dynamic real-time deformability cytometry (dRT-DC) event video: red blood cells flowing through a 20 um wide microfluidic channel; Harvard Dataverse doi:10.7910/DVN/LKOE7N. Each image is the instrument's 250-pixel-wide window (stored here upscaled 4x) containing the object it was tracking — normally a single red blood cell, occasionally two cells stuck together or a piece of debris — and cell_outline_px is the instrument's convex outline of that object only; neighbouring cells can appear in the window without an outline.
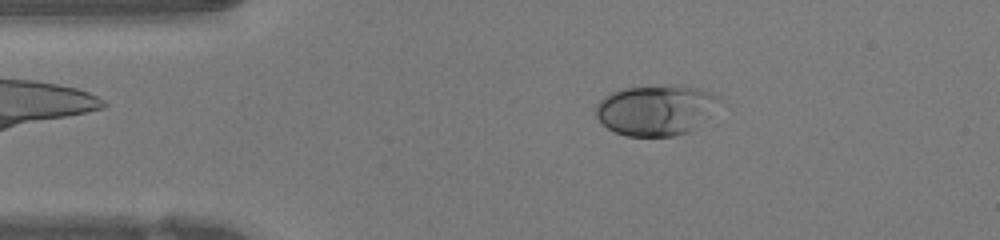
{"species": "human", "species_latin": "Homo sapiens", "temperature_condition": "warm", "stored_images_in_passage": 47, "camera_frame_rate_fps": 3000, "um_per_image_px": 0.085, "donor": {"sex": "female"}, "frame": {"image": 1, "passage_image": 8, "time_ms": 2.333, "image_size_px": [1000, 240], "cell_outline_px": [[724, 100], [688, 132], [676, 136], [624, 136], [608, 128], [596, 116], [596, 104], [600, 100], [612, 92], [624, 88], [672, 84], [684, 84], [712, 92], [720, 96]], "centroid_in_image_um": [55.77, 9.32], "position_along_channel_um": 29.2, "area_um2": 36.47}}
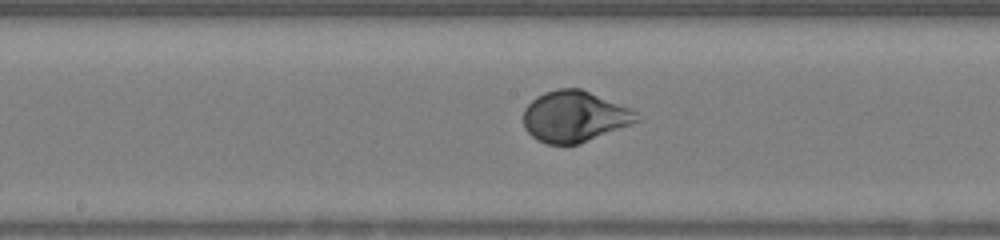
{"frame": {"image": 2, "passage_image": 23, "time_ms": 7.333, "image_size_px": [1000, 240], "cell_outline_px": [[644, 120], [580, 144], [548, 144], [536, 140], [524, 128], [524, 108], [536, 96], [544, 92], [556, 88], [580, 88], [632, 108]], "centroid_in_image_um": [48.87, 9.9], "position_along_channel_um": 199.3, "area_um2": 34.22}}
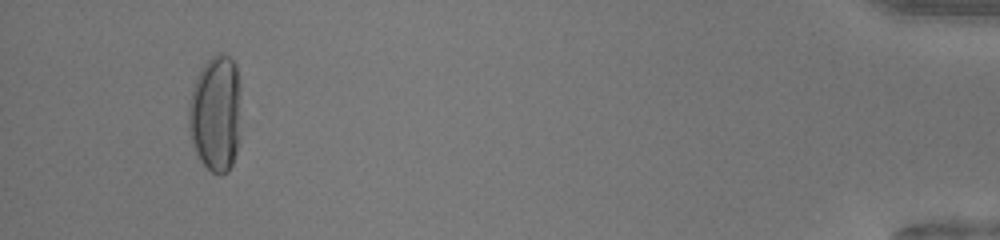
{"frame": {"image": 3, "passage_image": 44, "time_ms": 14.333, "image_size_px": [1000, 240], "cell_outline_px": [[236, 152], [232, 164], [228, 172], [220, 176], [212, 172], [200, 160], [196, 152], [188, 128], [188, 104], [192, 88], [204, 64], [212, 56], [220, 52], [228, 56], [236, 64]], "centroid_in_image_um": [18.24, 9.68], "position_along_channel_um": 417.0, "area_um2": 33.99}, "authors_computed_cell_mechanics": {"area_um2": 33.9286, "velocity_mm_per_s": 4.2507, "shape_relaxation_time_tau1_ms": 2.9019, "shape_relaxation_time_tau2_ms": null, "deformation_change_tau1": 0.1917, "deformation_change_tau2": null}}